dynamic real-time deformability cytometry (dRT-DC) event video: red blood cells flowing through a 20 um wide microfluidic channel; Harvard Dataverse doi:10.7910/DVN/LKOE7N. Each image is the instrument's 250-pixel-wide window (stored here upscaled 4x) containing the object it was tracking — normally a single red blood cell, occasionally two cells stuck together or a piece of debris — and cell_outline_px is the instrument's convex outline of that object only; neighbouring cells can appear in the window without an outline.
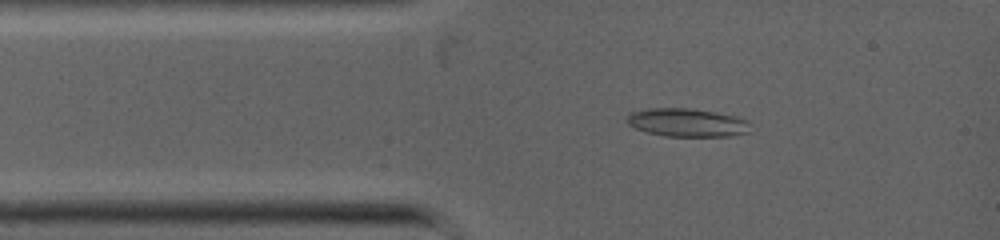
{"species": "common noctule bat (a hibernating species)", "species_latin": "Nyctalus noctula", "temperature_condition": "warm", "stored_images_in_passage": 2, "camera_frame_rate_fps": 5000, "um_per_image_px": 0.085, "animal": {"sex": "female", "body_mass_g": 19.0, "forearm_length_mm": 53.3}, "frame": {"image": 1, "passage_image": 2, "time_ms": 0.4, "image_size_px": [1000, 240], "cell_outline_px": [[752, 132], [732, 136], [664, 136], [648, 132], [636, 128], [628, 124], [628, 116], [632, 112], [648, 108], [688, 108], [716, 112], [736, 116], [748, 120], [752, 124]], "centroid_in_image_um": [58.51, 10.42], "position_along_channel_um": 26.5, "area_um2": 20.52}}